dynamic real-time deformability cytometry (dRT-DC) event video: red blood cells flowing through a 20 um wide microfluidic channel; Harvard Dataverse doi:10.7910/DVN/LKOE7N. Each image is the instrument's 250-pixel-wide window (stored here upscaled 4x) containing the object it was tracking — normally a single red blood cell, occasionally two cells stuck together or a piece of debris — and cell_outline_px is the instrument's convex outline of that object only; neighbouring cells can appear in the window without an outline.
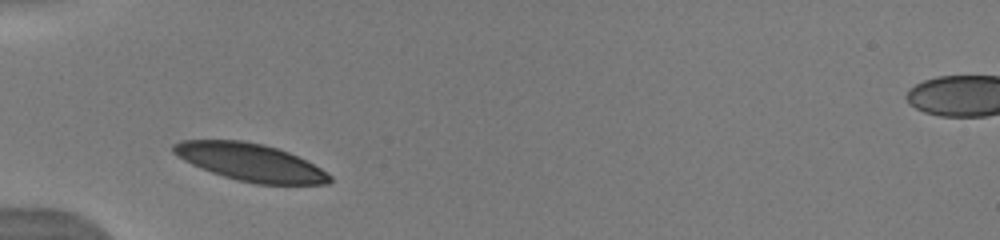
{"species": "human", "species_latin": "Homo sapiens", "temperature_condition": "warm", "stored_images_in_passage": 28, "camera_frame_rate_fps": 3000, "um_per_image_px": 0.085, "donor": {"sex": "male"}, "frame": {"image": 1, "passage_image": 1, "time_ms": 0.0, "image_size_px": [1000, 240], "cell_outline_px": [[332, 180], [328, 184], [256, 184], [224, 176], [212, 172], [192, 164], [184, 160], [172, 152], [172, 144], [180, 140], [244, 140], [264, 144], [288, 152], [320, 168], [332, 176]], "centroid_in_image_um": [21.26, 13.78], "position_along_channel_um": 63.7, "area_um2": 33.81}}
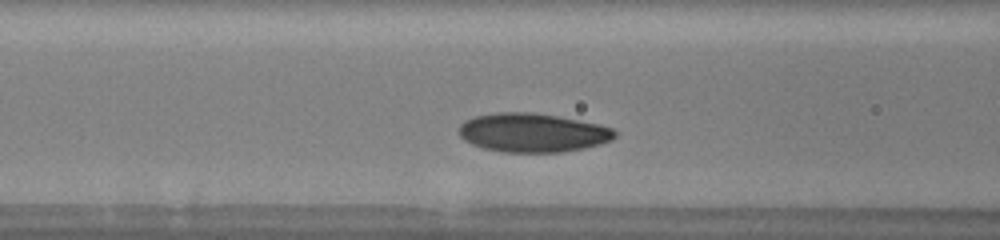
{"frame": {"image": 2, "passage_image": 9, "time_ms": 1.667, "image_size_px": [1000, 240], "cell_outline_px": [[616, 136], [612, 140], [600, 144], [584, 148], [560, 152], [504, 152], [484, 148], [472, 144], [464, 140], [460, 136], [460, 124], [464, 120], [476, 116], [496, 112], [528, 112], [556, 116], [600, 124], [612, 128], [616, 132]], "centroid_in_image_um": [45.28, 11.28], "position_along_channel_um": 121.3, "area_um2": 35.2}}
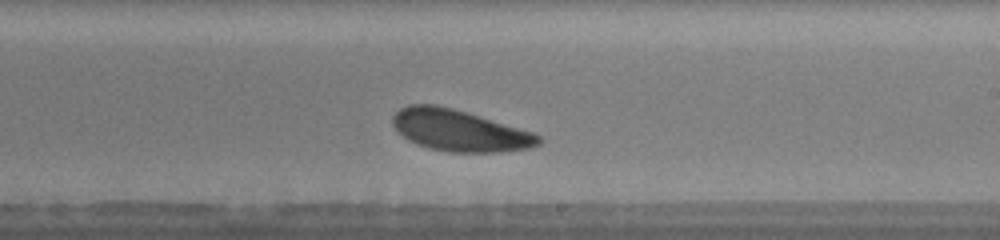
{"frame": {"image": 3, "passage_image": 16, "time_ms": 5.0, "image_size_px": [1000, 240], "cell_outline_px": [[544, 140], [540, 144], [528, 148], [500, 152], [448, 152], [428, 148], [416, 144], [408, 140], [392, 124], [392, 116], [400, 108], [408, 104], [436, 104], [452, 108], [532, 132], [540, 136]], "centroid_in_image_um": [39.03, 11.09], "position_along_channel_um": 250.0, "area_um2": 35.03}}